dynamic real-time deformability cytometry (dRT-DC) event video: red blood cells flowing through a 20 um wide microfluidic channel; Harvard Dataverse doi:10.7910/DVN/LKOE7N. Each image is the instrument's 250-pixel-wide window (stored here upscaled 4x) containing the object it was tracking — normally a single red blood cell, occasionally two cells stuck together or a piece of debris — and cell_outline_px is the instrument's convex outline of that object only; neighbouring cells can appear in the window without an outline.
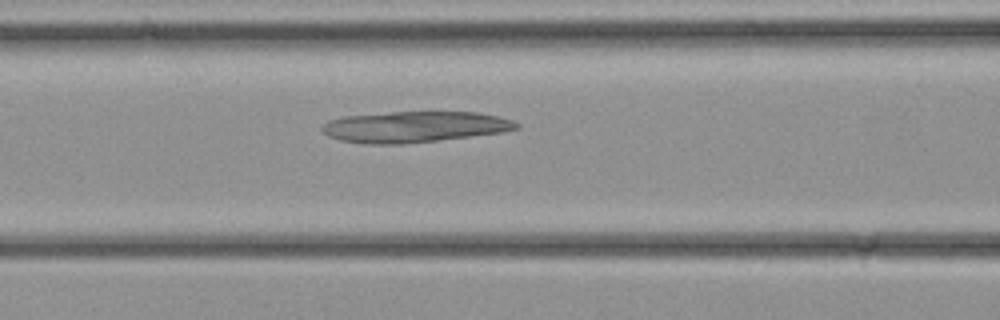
{"species": "common noctule bat (a hibernating species)", "species_latin": "Nyctalus noctula", "temperature_condition": "cold", "stored_images_in_passage": 34, "camera_frame_rate_fps": 3000, "um_per_image_px": 0.085, "animal": {"sex": "female", "body_mass_g": 21.9}, "frame": {"image": 1, "passage_image": 14, "time_ms": 4.333, "image_size_px": [1000, 320], "cell_outline_px": [[520, 128], [500, 132], [436, 140], [400, 144], [364, 144], [340, 140], [328, 136], [320, 128], [328, 120], [344, 116], [392, 112], [476, 112], [496, 116], [512, 120], [520, 124]], "centroid_in_image_um": [35.18, 10.78], "position_along_channel_um": 131.4, "area_um2": 34.8}}
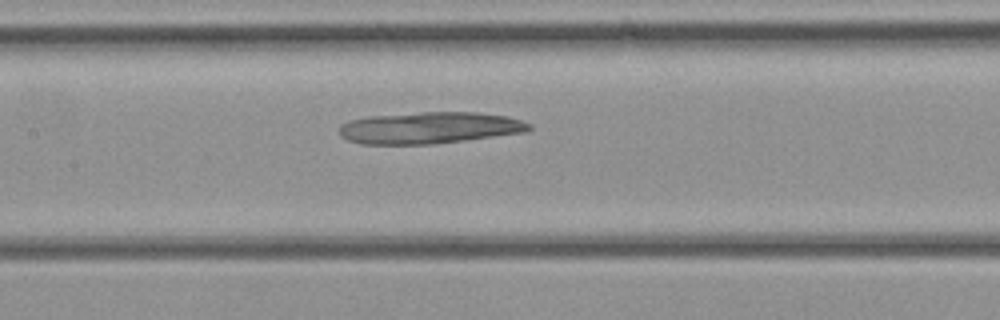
{"frame": {"image": 2, "passage_image": 16, "time_ms": 5.0, "image_size_px": [1000, 320], "cell_outline_px": [[532, 128], [524, 132], [464, 140], [432, 144], [360, 144], [348, 140], [340, 136], [340, 124], [348, 120], [368, 116], [420, 112], [476, 112], [508, 116], [532, 124]], "centroid_in_image_um": [36.47, 10.86], "position_along_channel_um": 170.9, "area_um2": 35.08}}
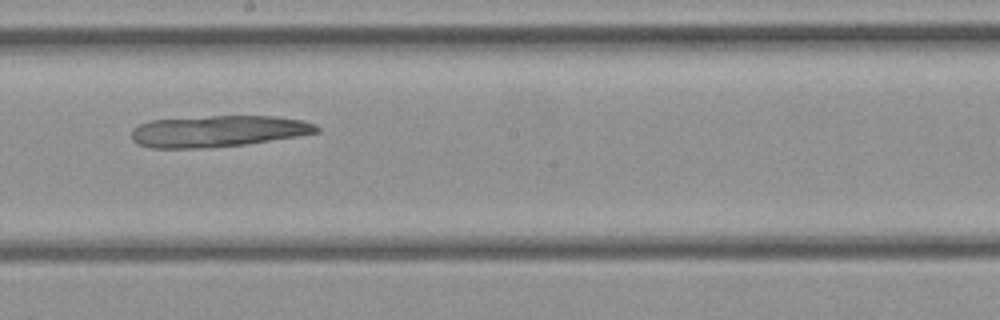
{"frame": {"image": 3, "passage_image": 19, "time_ms": 6.0, "image_size_px": [1000, 320], "cell_outline_px": [[320, 132], [296, 136], [244, 144], [208, 148], [152, 148], [136, 144], [132, 140], [132, 128], [140, 124], [152, 120], [212, 116], [276, 116], [304, 120], [316, 124], [320, 128]], "centroid_in_image_um": [18.53, 11.15], "position_along_channel_um": 229.7, "area_um2": 33.93}}